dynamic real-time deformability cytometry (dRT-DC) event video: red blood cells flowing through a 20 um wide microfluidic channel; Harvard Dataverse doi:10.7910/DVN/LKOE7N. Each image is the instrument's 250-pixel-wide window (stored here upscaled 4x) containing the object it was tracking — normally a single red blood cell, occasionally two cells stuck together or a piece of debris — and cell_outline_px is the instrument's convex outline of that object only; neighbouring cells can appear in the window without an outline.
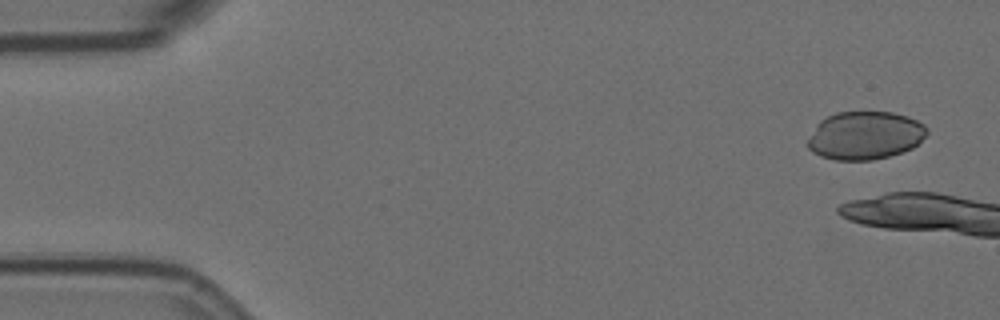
{"species": "Egyptian fruit bat (a non-hibernating species)", "species_latin": "Rousettus aegyptiacus", "temperature_condition": "room temperature", "stored_images_in_passage": 5, "camera_frame_rate_fps": 3000, "um_per_image_px": 0.085, "animal": {"sex": "female"}, "frame": {"image": 1, "passage_image": 1, "time_ms": 0.0, "image_size_px": [1000, 320], "cell_outline_px": [[928, 132], [912, 148], [888, 156], [872, 160], [836, 160], [820, 156], [812, 152], [808, 148], [808, 140], [816, 124], [820, 120], [836, 112], [892, 112], [908, 116], [924, 124], [928, 128]], "centroid_in_image_um": [73.51, 11.51], "position_along_channel_um": 11.5, "area_um2": 33.35}}